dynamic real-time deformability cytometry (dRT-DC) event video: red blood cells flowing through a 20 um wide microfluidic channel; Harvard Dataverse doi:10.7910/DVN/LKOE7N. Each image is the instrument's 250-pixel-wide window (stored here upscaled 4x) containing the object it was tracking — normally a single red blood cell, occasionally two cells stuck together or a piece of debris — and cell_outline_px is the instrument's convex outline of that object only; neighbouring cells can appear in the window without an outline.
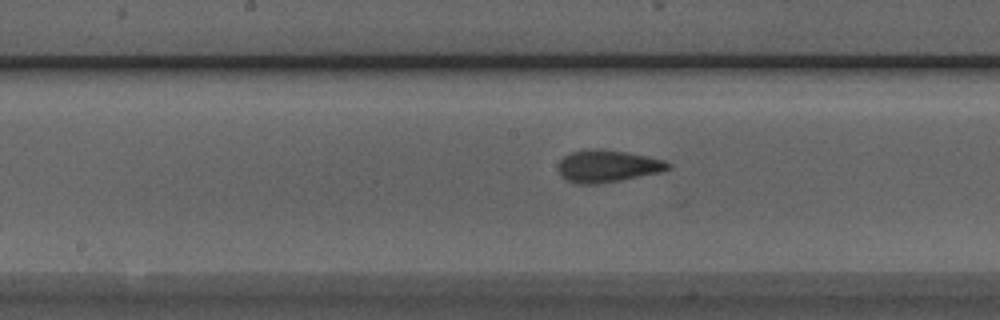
{"species": "Egyptian fruit bat (a non-hibernating species)", "species_latin": "Rousettus aegyptiacus", "temperature_condition": "room temperature", "stored_images_in_passage": 43, "camera_frame_rate_fps": 3000, "um_per_image_px": 0.085, "animal": {"sex": "male"}, "frame": {"image": 1, "passage_image": 24, "time_ms": 7.667, "image_size_px": [1000, 320], "cell_outline_px": [[672, 168], [660, 172], [600, 184], [576, 184], [560, 176], [560, 160], [564, 156], [572, 152], [588, 148], [604, 148], [648, 156], [664, 160], [672, 164]], "centroid_in_image_um": [51.66, 14.11], "position_along_channel_um": 196.5, "area_um2": 20.75}}
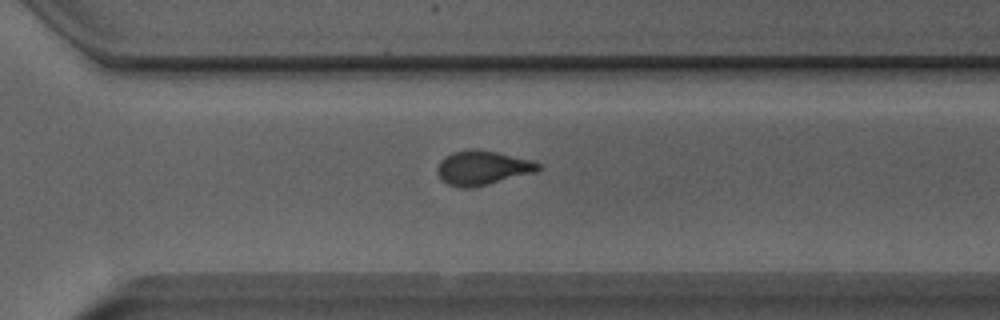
{"frame": {"image": 2, "passage_image": 34, "time_ms": 11.0, "image_size_px": [1000, 320], "cell_outline_px": [[544, 168], [536, 172], [472, 188], [460, 188], [448, 184], [436, 172], [436, 168], [440, 160], [444, 156], [452, 152], [472, 148], [476, 148], [496, 152], [532, 160], [544, 164]], "centroid_in_image_um": [41.04, 14.25], "position_along_channel_um": 329.6, "area_um2": 20.46}}
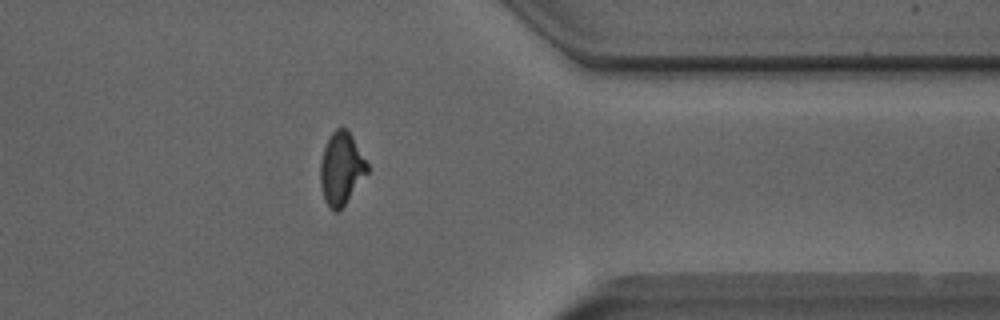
{"frame": {"image": 3, "passage_image": 39, "time_ms": 12.667, "image_size_px": [1000, 320], "cell_outline_px": [[368, 172], [344, 204], [336, 212], [328, 208], [324, 200], [320, 184], [320, 164], [324, 148], [332, 132], [336, 128], [348, 128], [368, 164]], "centroid_in_image_um": [29.0, 14.32], "position_along_channel_um": 382.4, "area_um2": 19.65}, "authors_computed_cell_mechanics": {"area_um2": 20.5768, "velocity_mm_per_s": 4.0072, "shape_relaxation_time_tau1_ms": 6.05, "shape_relaxation_time_tau2_ms": 1.3094, "deformation_change_tau1": 0.1697, "deformation_change_tau2": 0.0772}}